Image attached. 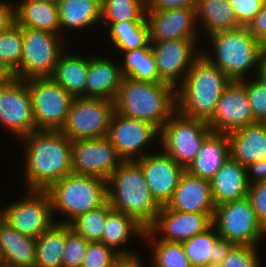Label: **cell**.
<instances>
[{"label":"cell","instance_id":"f5cc1de1","mask_svg":"<svg viewBox=\"0 0 266 267\" xmlns=\"http://www.w3.org/2000/svg\"><path fill=\"white\" fill-rule=\"evenodd\" d=\"M256 76L258 80L266 85V50L261 55Z\"/></svg>","mask_w":266,"mask_h":267},{"label":"cell","instance_id":"f6af8a7d","mask_svg":"<svg viewBox=\"0 0 266 267\" xmlns=\"http://www.w3.org/2000/svg\"><path fill=\"white\" fill-rule=\"evenodd\" d=\"M231 4L238 24L246 27L259 13L265 0H228Z\"/></svg>","mask_w":266,"mask_h":267},{"label":"cell","instance_id":"484cf974","mask_svg":"<svg viewBox=\"0 0 266 267\" xmlns=\"http://www.w3.org/2000/svg\"><path fill=\"white\" fill-rule=\"evenodd\" d=\"M36 238L22 235L6 222L0 225V261L3 267H34Z\"/></svg>","mask_w":266,"mask_h":267},{"label":"cell","instance_id":"5bb4252c","mask_svg":"<svg viewBox=\"0 0 266 267\" xmlns=\"http://www.w3.org/2000/svg\"><path fill=\"white\" fill-rule=\"evenodd\" d=\"M197 41L191 39L150 41L159 79L162 82L170 84L175 89L182 83L193 62L201 55L199 51L202 50L195 45Z\"/></svg>","mask_w":266,"mask_h":267},{"label":"cell","instance_id":"d4e9b609","mask_svg":"<svg viewBox=\"0 0 266 267\" xmlns=\"http://www.w3.org/2000/svg\"><path fill=\"white\" fill-rule=\"evenodd\" d=\"M211 194L216 205L247 197L246 168L231 157L210 180Z\"/></svg>","mask_w":266,"mask_h":267},{"label":"cell","instance_id":"816d5d0a","mask_svg":"<svg viewBox=\"0 0 266 267\" xmlns=\"http://www.w3.org/2000/svg\"><path fill=\"white\" fill-rule=\"evenodd\" d=\"M14 78V72L0 62V87L9 84Z\"/></svg>","mask_w":266,"mask_h":267},{"label":"cell","instance_id":"4316f807","mask_svg":"<svg viewBox=\"0 0 266 267\" xmlns=\"http://www.w3.org/2000/svg\"><path fill=\"white\" fill-rule=\"evenodd\" d=\"M15 23L20 27L60 35L57 2L22 0L15 6Z\"/></svg>","mask_w":266,"mask_h":267},{"label":"cell","instance_id":"f546056e","mask_svg":"<svg viewBox=\"0 0 266 267\" xmlns=\"http://www.w3.org/2000/svg\"><path fill=\"white\" fill-rule=\"evenodd\" d=\"M182 245L191 266L201 267L208 263H219L227 244L212 224L205 231L184 241Z\"/></svg>","mask_w":266,"mask_h":267},{"label":"cell","instance_id":"3957f363","mask_svg":"<svg viewBox=\"0 0 266 267\" xmlns=\"http://www.w3.org/2000/svg\"><path fill=\"white\" fill-rule=\"evenodd\" d=\"M114 104L116 112L149 122L160 130L176 111V89L165 82L123 77Z\"/></svg>","mask_w":266,"mask_h":267},{"label":"cell","instance_id":"277c9868","mask_svg":"<svg viewBox=\"0 0 266 267\" xmlns=\"http://www.w3.org/2000/svg\"><path fill=\"white\" fill-rule=\"evenodd\" d=\"M107 195L111 208L133 218L145 230L156 220L161 206L155 201L141 166L123 161L107 179Z\"/></svg>","mask_w":266,"mask_h":267},{"label":"cell","instance_id":"8d00e7d4","mask_svg":"<svg viewBox=\"0 0 266 267\" xmlns=\"http://www.w3.org/2000/svg\"><path fill=\"white\" fill-rule=\"evenodd\" d=\"M145 0H101V20L111 25L123 21H146Z\"/></svg>","mask_w":266,"mask_h":267},{"label":"cell","instance_id":"1f68e13d","mask_svg":"<svg viewBox=\"0 0 266 267\" xmlns=\"http://www.w3.org/2000/svg\"><path fill=\"white\" fill-rule=\"evenodd\" d=\"M196 15L207 36L241 27L228 0H197Z\"/></svg>","mask_w":266,"mask_h":267},{"label":"cell","instance_id":"52a82bcc","mask_svg":"<svg viewBox=\"0 0 266 267\" xmlns=\"http://www.w3.org/2000/svg\"><path fill=\"white\" fill-rule=\"evenodd\" d=\"M211 132L205 120L186 117L176 110L160 129V147L186 169Z\"/></svg>","mask_w":266,"mask_h":267},{"label":"cell","instance_id":"836d02e7","mask_svg":"<svg viewBox=\"0 0 266 267\" xmlns=\"http://www.w3.org/2000/svg\"><path fill=\"white\" fill-rule=\"evenodd\" d=\"M123 65L121 73L137 81L162 82L159 79L154 54L151 51L150 42L142 48L130 50L123 53Z\"/></svg>","mask_w":266,"mask_h":267},{"label":"cell","instance_id":"ee69618b","mask_svg":"<svg viewBox=\"0 0 266 267\" xmlns=\"http://www.w3.org/2000/svg\"><path fill=\"white\" fill-rule=\"evenodd\" d=\"M247 198L254 209L257 220L266 230V181L249 185Z\"/></svg>","mask_w":266,"mask_h":267},{"label":"cell","instance_id":"9a60e30c","mask_svg":"<svg viewBox=\"0 0 266 267\" xmlns=\"http://www.w3.org/2000/svg\"><path fill=\"white\" fill-rule=\"evenodd\" d=\"M107 137L124 161H134L149 154L143 152L145 146L160 137V130L149 122L129 118L115 111Z\"/></svg>","mask_w":266,"mask_h":267},{"label":"cell","instance_id":"681fc988","mask_svg":"<svg viewBox=\"0 0 266 267\" xmlns=\"http://www.w3.org/2000/svg\"><path fill=\"white\" fill-rule=\"evenodd\" d=\"M9 3V4H8ZM15 24V4L0 1V33Z\"/></svg>","mask_w":266,"mask_h":267},{"label":"cell","instance_id":"f35d334b","mask_svg":"<svg viewBox=\"0 0 266 267\" xmlns=\"http://www.w3.org/2000/svg\"><path fill=\"white\" fill-rule=\"evenodd\" d=\"M22 27L16 23L0 33V62L14 73L19 69L22 58Z\"/></svg>","mask_w":266,"mask_h":267},{"label":"cell","instance_id":"60d3db41","mask_svg":"<svg viewBox=\"0 0 266 267\" xmlns=\"http://www.w3.org/2000/svg\"><path fill=\"white\" fill-rule=\"evenodd\" d=\"M88 244L89 241L71 229L66 235L62 254L63 267H82Z\"/></svg>","mask_w":266,"mask_h":267},{"label":"cell","instance_id":"e0dca14e","mask_svg":"<svg viewBox=\"0 0 266 267\" xmlns=\"http://www.w3.org/2000/svg\"><path fill=\"white\" fill-rule=\"evenodd\" d=\"M207 123L212 132L225 134L256 123L242 81H232L226 87L213 117Z\"/></svg>","mask_w":266,"mask_h":267},{"label":"cell","instance_id":"f907efd6","mask_svg":"<svg viewBox=\"0 0 266 267\" xmlns=\"http://www.w3.org/2000/svg\"><path fill=\"white\" fill-rule=\"evenodd\" d=\"M136 253L120 254L116 257L113 267H144Z\"/></svg>","mask_w":266,"mask_h":267},{"label":"cell","instance_id":"d6a6232c","mask_svg":"<svg viewBox=\"0 0 266 267\" xmlns=\"http://www.w3.org/2000/svg\"><path fill=\"white\" fill-rule=\"evenodd\" d=\"M70 224L56 221L49 229L36 238V259L34 267H63L66 235Z\"/></svg>","mask_w":266,"mask_h":267},{"label":"cell","instance_id":"8fae6325","mask_svg":"<svg viewBox=\"0 0 266 267\" xmlns=\"http://www.w3.org/2000/svg\"><path fill=\"white\" fill-rule=\"evenodd\" d=\"M36 130H60L74 97L51 77L28 79Z\"/></svg>","mask_w":266,"mask_h":267},{"label":"cell","instance_id":"2e32d148","mask_svg":"<svg viewBox=\"0 0 266 267\" xmlns=\"http://www.w3.org/2000/svg\"><path fill=\"white\" fill-rule=\"evenodd\" d=\"M0 124L20 138L36 130L28 80L14 78L0 87Z\"/></svg>","mask_w":266,"mask_h":267},{"label":"cell","instance_id":"ab89813d","mask_svg":"<svg viewBox=\"0 0 266 267\" xmlns=\"http://www.w3.org/2000/svg\"><path fill=\"white\" fill-rule=\"evenodd\" d=\"M258 247L227 244L221 254V267H261Z\"/></svg>","mask_w":266,"mask_h":267},{"label":"cell","instance_id":"b9f144b4","mask_svg":"<svg viewBox=\"0 0 266 267\" xmlns=\"http://www.w3.org/2000/svg\"><path fill=\"white\" fill-rule=\"evenodd\" d=\"M246 87V95L256 122L266 121V85L254 77L241 80Z\"/></svg>","mask_w":266,"mask_h":267},{"label":"cell","instance_id":"ba28073f","mask_svg":"<svg viewBox=\"0 0 266 267\" xmlns=\"http://www.w3.org/2000/svg\"><path fill=\"white\" fill-rule=\"evenodd\" d=\"M212 224L226 244L258 247L266 236L247 197L216 205Z\"/></svg>","mask_w":266,"mask_h":267},{"label":"cell","instance_id":"603a6c76","mask_svg":"<svg viewBox=\"0 0 266 267\" xmlns=\"http://www.w3.org/2000/svg\"><path fill=\"white\" fill-rule=\"evenodd\" d=\"M121 64L106 57L89 58L86 79V98H103L114 101L122 81Z\"/></svg>","mask_w":266,"mask_h":267},{"label":"cell","instance_id":"4dcf8cb0","mask_svg":"<svg viewBox=\"0 0 266 267\" xmlns=\"http://www.w3.org/2000/svg\"><path fill=\"white\" fill-rule=\"evenodd\" d=\"M59 23L62 28L80 30L101 20V0H58Z\"/></svg>","mask_w":266,"mask_h":267},{"label":"cell","instance_id":"f1b7e54d","mask_svg":"<svg viewBox=\"0 0 266 267\" xmlns=\"http://www.w3.org/2000/svg\"><path fill=\"white\" fill-rule=\"evenodd\" d=\"M145 229L139 225L133 218L129 217L125 213L111 208L106 216L105 226L103 228V234L101 241L107 247L112 248L116 253L131 254L134 251H127L121 249L123 244L129 243L132 235L137 236L140 239L144 237ZM121 245V246H120Z\"/></svg>","mask_w":266,"mask_h":267},{"label":"cell","instance_id":"4fadbf2b","mask_svg":"<svg viewBox=\"0 0 266 267\" xmlns=\"http://www.w3.org/2000/svg\"><path fill=\"white\" fill-rule=\"evenodd\" d=\"M124 160L109 138L72 141V173L90 175L107 180Z\"/></svg>","mask_w":266,"mask_h":267},{"label":"cell","instance_id":"7dc6e473","mask_svg":"<svg viewBox=\"0 0 266 267\" xmlns=\"http://www.w3.org/2000/svg\"><path fill=\"white\" fill-rule=\"evenodd\" d=\"M197 0H145L146 10L196 9Z\"/></svg>","mask_w":266,"mask_h":267},{"label":"cell","instance_id":"ac0fdd59","mask_svg":"<svg viewBox=\"0 0 266 267\" xmlns=\"http://www.w3.org/2000/svg\"><path fill=\"white\" fill-rule=\"evenodd\" d=\"M144 173L145 181L155 201L164 206L171 200L185 168L165 152L150 153L135 160Z\"/></svg>","mask_w":266,"mask_h":267},{"label":"cell","instance_id":"11a10c76","mask_svg":"<svg viewBox=\"0 0 266 267\" xmlns=\"http://www.w3.org/2000/svg\"><path fill=\"white\" fill-rule=\"evenodd\" d=\"M4 222V209H0V225Z\"/></svg>","mask_w":266,"mask_h":267},{"label":"cell","instance_id":"7a4b0ae2","mask_svg":"<svg viewBox=\"0 0 266 267\" xmlns=\"http://www.w3.org/2000/svg\"><path fill=\"white\" fill-rule=\"evenodd\" d=\"M232 80L202 54L176 88V110L189 118L208 122Z\"/></svg>","mask_w":266,"mask_h":267},{"label":"cell","instance_id":"9c48e42d","mask_svg":"<svg viewBox=\"0 0 266 267\" xmlns=\"http://www.w3.org/2000/svg\"><path fill=\"white\" fill-rule=\"evenodd\" d=\"M22 36V58L19 69L14 73L15 78L28 80L51 77L64 51L63 36L24 27Z\"/></svg>","mask_w":266,"mask_h":267},{"label":"cell","instance_id":"8992f818","mask_svg":"<svg viewBox=\"0 0 266 267\" xmlns=\"http://www.w3.org/2000/svg\"><path fill=\"white\" fill-rule=\"evenodd\" d=\"M47 192L53 215L56 212L66 215V220L58 222L63 224H70L78 216L108 201L107 180L90 175L70 173L56 181Z\"/></svg>","mask_w":266,"mask_h":267},{"label":"cell","instance_id":"6da1fadb","mask_svg":"<svg viewBox=\"0 0 266 267\" xmlns=\"http://www.w3.org/2000/svg\"><path fill=\"white\" fill-rule=\"evenodd\" d=\"M21 140L27 190L47 191L56 181L72 173V140L59 130H35Z\"/></svg>","mask_w":266,"mask_h":267},{"label":"cell","instance_id":"bcb514c9","mask_svg":"<svg viewBox=\"0 0 266 267\" xmlns=\"http://www.w3.org/2000/svg\"><path fill=\"white\" fill-rule=\"evenodd\" d=\"M250 34L266 47V0L259 13L246 26Z\"/></svg>","mask_w":266,"mask_h":267},{"label":"cell","instance_id":"5b68a950","mask_svg":"<svg viewBox=\"0 0 266 267\" xmlns=\"http://www.w3.org/2000/svg\"><path fill=\"white\" fill-rule=\"evenodd\" d=\"M208 37L215 54L210 55L205 51L201 54L232 81L246 79V73L254 70V67L257 73L261 55L266 47L256 40L246 27L215 32Z\"/></svg>","mask_w":266,"mask_h":267},{"label":"cell","instance_id":"d6986e66","mask_svg":"<svg viewBox=\"0 0 266 267\" xmlns=\"http://www.w3.org/2000/svg\"><path fill=\"white\" fill-rule=\"evenodd\" d=\"M213 215L175 211L164 205L159 209L155 222L148 230L157 239L183 243L208 229L212 225Z\"/></svg>","mask_w":266,"mask_h":267},{"label":"cell","instance_id":"7402d4cb","mask_svg":"<svg viewBox=\"0 0 266 267\" xmlns=\"http://www.w3.org/2000/svg\"><path fill=\"white\" fill-rule=\"evenodd\" d=\"M230 157L243 166L266 159V125L256 122L228 133Z\"/></svg>","mask_w":266,"mask_h":267},{"label":"cell","instance_id":"d590c367","mask_svg":"<svg viewBox=\"0 0 266 267\" xmlns=\"http://www.w3.org/2000/svg\"><path fill=\"white\" fill-rule=\"evenodd\" d=\"M143 239L152 246V267H192L182 243L157 239L149 230H145Z\"/></svg>","mask_w":266,"mask_h":267},{"label":"cell","instance_id":"e575fe53","mask_svg":"<svg viewBox=\"0 0 266 267\" xmlns=\"http://www.w3.org/2000/svg\"><path fill=\"white\" fill-rule=\"evenodd\" d=\"M109 27V39L121 53L145 47L149 42L147 21H123Z\"/></svg>","mask_w":266,"mask_h":267},{"label":"cell","instance_id":"c3c4849f","mask_svg":"<svg viewBox=\"0 0 266 267\" xmlns=\"http://www.w3.org/2000/svg\"><path fill=\"white\" fill-rule=\"evenodd\" d=\"M245 168L248 185L266 181V159L262 161L253 162L247 165ZM250 173L253 174V177Z\"/></svg>","mask_w":266,"mask_h":267},{"label":"cell","instance_id":"7bdbcfd3","mask_svg":"<svg viewBox=\"0 0 266 267\" xmlns=\"http://www.w3.org/2000/svg\"><path fill=\"white\" fill-rule=\"evenodd\" d=\"M118 255L100 241L89 242L82 267H113Z\"/></svg>","mask_w":266,"mask_h":267},{"label":"cell","instance_id":"db71d44e","mask_svg":"<svg viewBox=\"0 0 266 267\" xmlns=\"http://www.w3.org/2000/svg\"><path fill=\"white\" fill-rule=\"evenodd\" d=\"M201 267H221L219 263H208L205 265H202Z\"/></svg>","mask_w":266,"mask_h":267},{"label":"cell","instance_id":"ffe728a7","mask_svg":"<svg viewBox=\"0 0 266 267\" xmlns=\"http://www.w3.org/2000/svg\"><path fill=\"white\" fill-rule=\"evenodd\" d=\"M145 18L150 41L199 38L196 9L146 10Z\"/></svg>","mask_w":266,"mask_h":267},{"label":"cell","instance_id":"44dd1931","mask_svg":"<svg viewBox=\"0 0 266 267\" xmlns=\"http://www.w3.org/2000/svg\"><path fill=\"white\" fill-rule=\"evenodd\" d=\"M166 206L175 211L214 214L210 180L192 176L185 171Z\"/></svg>","mask_w":266,"mask_h":267},{"label":"cell","instance_id":"7c38bea8","mask_svg":"<svg viewBox=\"0 0 266 267\" xmlns=\"http://www.w3.org/2000/svg\"><path fill=\"white\" fill-rule=\"evenodd\" d=\"M26 194L25 198L3 207L4 222L22 235L38 238L56 222L51 200L47 191L28 190Z\"/></svg>","mask_w":266,"mask_h":267},{"label":"cell","instance_id":"cb8c5ba5","mask_svg":"<svg viewBox=\"0 0 266 267\" xmlns=\"http://www.w3.org/2000/svg\"><path fill=\"white\" fill-rule=\"evenodd\" d=\"M230 158L228 135L211 132L202 143L198 154L185 169L190 175L211 180Z\"/></svg>","mask_w":266,"mask_h":267},{"label":"cell","instance_id":"83f0119b","mask_svg":"<svg viewBox=\"0 0 266 267\" xmlns=\"http://www.w3.org/2000/svg\"><path fill=\"white\" fill-rule=\"evenodd\" d=\"M88 58V59H87ZM63 51L51 78L73 97H86V79L89 57Z\"/></svg>","mask_w":266,"mask_h":267},{"label":"cell","instance_id":"30bf717a","mask_svg":"<svg viewBox=\"0 0 266 267\" xmlns=\"http://www.w3.org/2000/svg\"><path fill=\"white\" fill-rule=\"evenodd\" d=\"M114 112L115 104L112 100L74 97L59 131L72 141L106 137Z\"/></svg>","mask_w":266,"mask_h":267},{"label":"cell","instance_id":"74e56055","mask_svg":"<svg viewBox=\"0 0 266 267\" xmlns=\"http://www.w3.org/2000/svg\"><path fill=\"white\" fill-rule=\"evenodd\" d=\"M110 209L111 206L107 201L101 207L78 216L70 223V226L89 242L101 241L106 216Z\"/></svg>","mask_w":266,"mask_h":267}]
</instances>
